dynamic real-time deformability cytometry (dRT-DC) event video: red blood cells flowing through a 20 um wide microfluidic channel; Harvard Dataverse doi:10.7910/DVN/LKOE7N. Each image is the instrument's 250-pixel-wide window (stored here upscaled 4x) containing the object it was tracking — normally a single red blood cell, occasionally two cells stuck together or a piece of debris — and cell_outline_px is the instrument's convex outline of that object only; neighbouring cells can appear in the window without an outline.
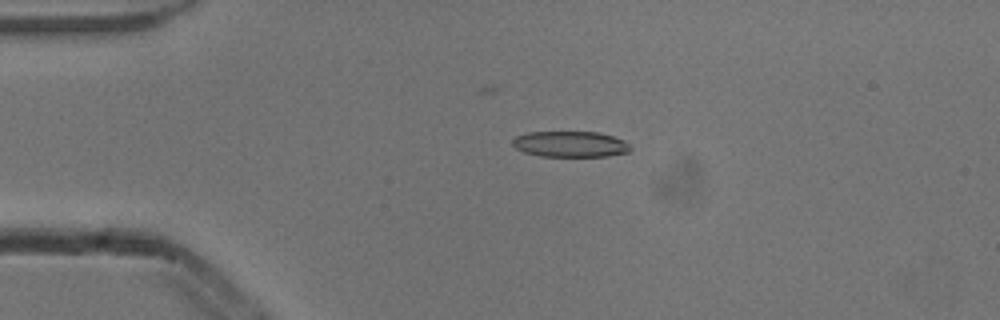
{"species": "common noctule bat (a hibernating species)", "species_latin": "Nyctalus noctula", "temperature_condition": "cold", "stored_images_in_passage": 6, "camera_frame_rate_fps": 3000, "um_per_image_px": 0.085, "animal": {"sex": "male", "body_mass_g": 13.3}, "frame": {"image": 1, "passage_image": 4, "time_ms": 1.0, "image_size_px": [1000, 320], "cell_outline_px": [[632, 148], [628, 152], [608, 156], [540, 156], [524, 152], [516, 148], [512, 144], [512, 140], [516, 136], [528, 132], [596, 132], [612, 136], [624, 140]], "centroid_in_image_um": [48.47, 12.25], "position_along_channel_um": 36.5, "area_um2": 17.69}}